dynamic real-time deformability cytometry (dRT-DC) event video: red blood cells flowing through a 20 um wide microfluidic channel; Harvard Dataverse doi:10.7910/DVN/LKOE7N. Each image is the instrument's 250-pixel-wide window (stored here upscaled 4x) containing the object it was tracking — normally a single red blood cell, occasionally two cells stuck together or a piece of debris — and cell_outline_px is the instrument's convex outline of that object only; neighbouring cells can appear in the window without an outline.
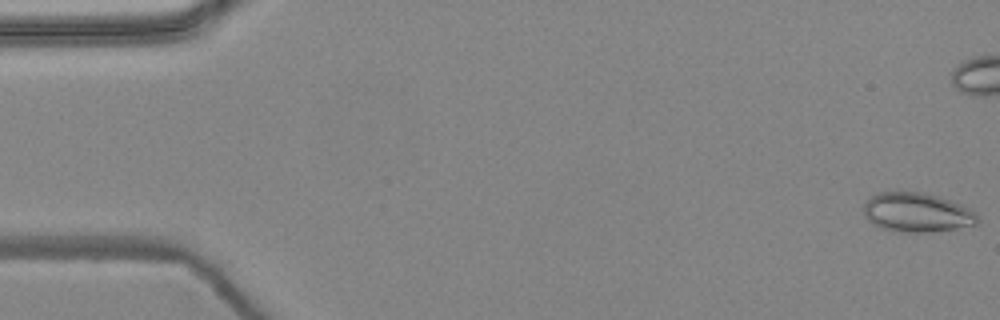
{"species": "common noctule bat (a hibernating species)", "species_latin": "Nyctalus noctula", "temperature_condition": "warm", "stored_images_in_passage": 7, "camera_frame_rate_fps": 3000, "um_per_image_px": 0.085, "animal": {"sex": "female", "body_mass_g": 24.6, "forearm_length_mm": 56.2}, "frame": {"image": 1, "passage_image": 1, "time_ms": 0.0, "image_size_px": [1000, 320], "cell_outline_px": [[980, 220], [976, 224], [956, 228], [932, 232], [908, 232], [880, 228], [872, 224], [864, 216], [864, 204], [872, 196], [880, 192], [924, 192], [960, 204], [968, 208]], "centroid_in_image_um": [77.9, 18.06], "position_along_channel_um": 7.1, "area_um2": 25.72}}